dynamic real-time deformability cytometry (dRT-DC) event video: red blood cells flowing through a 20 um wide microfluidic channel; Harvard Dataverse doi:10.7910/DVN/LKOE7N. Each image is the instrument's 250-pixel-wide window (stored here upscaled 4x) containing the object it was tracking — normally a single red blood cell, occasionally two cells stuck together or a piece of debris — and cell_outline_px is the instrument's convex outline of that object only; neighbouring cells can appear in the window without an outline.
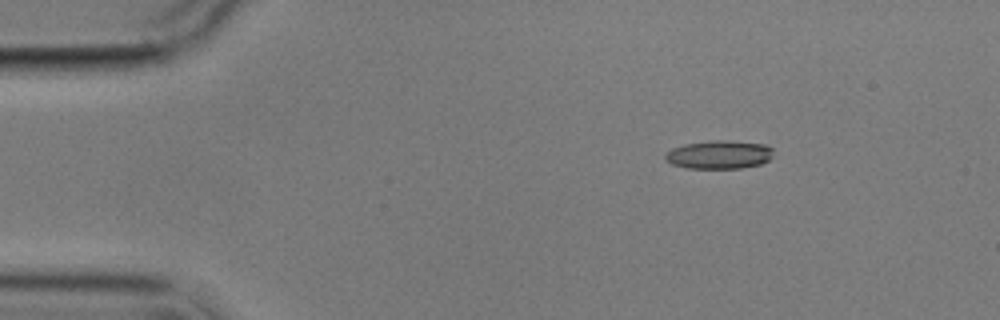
{"species": "common noctule bat (a hibernating species)", "species_latin": "Nyctalus noctula", "temperature_condition": "cold", "stored_images_in_passage": 4, "segment_of_instrument_passage": [1, 2], "camera_frame_rate_fps": 3000, "um_per_image_px": 0.085, "animal": {"sex": "male", "body_mass_g": 17.9}, "frame": {"image": 1, "passage_image": 1, "time_ms": 0.0, "image_size_px": [1000, 320], "cell_outline_px": [[772, 156], [768, 160], [760, 164], [740, 168], [684, 168], [672, 164], [664, 160], [664, 156], [672, 148], [684, 144], [716, 140], [728, 140], [768, 144], [772, 148]], "centroid_in_image_um": [61.12, 13.14], "position_along_channel_um": 23.9, "area_um2": 17.98}}